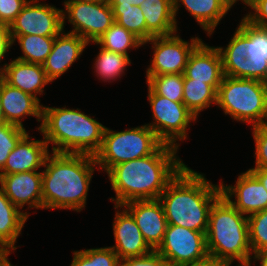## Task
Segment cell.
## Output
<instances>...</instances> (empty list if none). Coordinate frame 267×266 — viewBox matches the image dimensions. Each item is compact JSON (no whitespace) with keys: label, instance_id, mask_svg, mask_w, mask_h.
Masks as SVG:
<instances>
[{"label":"cell","instance_id":"1","mask_svg":"<svg viewBox=\"0 0 267 266\" xmlns=\"http://www.w3.org/2000/svg\"><path fill=\"white\" fill-rule=\"evenodd\" d=\"M178 148L163 144L154 154L113 166L106 175L115 192L114 205L134 200L158 199L167 184L186 165Z\"/></svg>","mask_w":267,"mask_h":266},{"label":"cell","instance_id":"2","mask_svg":"<svg viewBox=\"0 0 267 266\" xmlns=\"http://www.w3.org/2000/svg\"><path fill=\"white\" fill-rule=\"evenodd\" d=\"M43 168V209L84 210L94 171L99 172L94 156L51 152Z\"/></svg>","mask_w":267,"mask_h":266},{"label":"cell","instance_id":"3","mask_svg":"<svg viewBox=\"0 0 267 266\" xmlns=\"http://www.w3.org/2000/svg\"><path fill=\"white\" fill-rule=\"evenodd\" d=\"M221 195L220 182L213 184L204 173L185 165L158 199L167 224L206 233L210 209Z\"/></svg>","mask_w":267,"mask_h":266},{"label":"cell","instance_id":"4","mask_svg":"<svg viewBox=\"0 0 267 266\" xmlns=\"http://www.w3.org/2000/svg\"><path fill=\"white\" fill-rule=\"evenodd\" d=\"M106 126L80 108L43 105L39 133L51 152L94 156L101 148Z\"/></svg>","mask_w":267,"mask_h":266},{"label":"cell","instance_id":"5","mask_svg":"<svg viewBox=\"0 0 267 266\" xmlns=\"http://www.w3.org/2000/svg\"><path fill=\"white\" fill-rule=\"evenodd\" d=\"M206 245L210 259L232 266H250L248 216L240 213L222 195L209 212Z\"/></svg>","mask_w":267,"mask_h":266},{"label":"cell","instance_id":"6","mask_svg":"<svg viewBox=\"0 0 267 266\" xmlns=\"http://www.w3.org/2000/svg\"><path fill=\"white\" fill-rule=\"evenodd\" d=\"M216 107L235 122L251 127L267 124V83L224 76L217 90Z\"/></svg>","mask_w":267,"mask_h":266},{"label":"cell","instance_id":"7","mask_svg":"<svg viewBox=\"0 0 267 266\" xmlns=\"http://www.w3.org/2000/svg\"><path fill=\"white\" fill-rule=\"evenodd\" d=\"M164 143L146 124L122 131L105 128L100 150L94 155L99 171L154 154Z\"/></svg>","mask_w":267,"mask_h":266},{"label":"cell","instance_id":"8","mask_svg":"<svg viewBox=\"0 0 267 266\" xmlns=\"http://www.w3.org/2000/svg\"><path fill=\"white\" fill-rule=\"evenodd\" d=\"M147 97L152 111L153 121L145 123L164 143L179 149L181 142L189 139L188 129L198 122V118L183 102H174L157 95L147 85Z\"/></svg>","mask_w":267,"mask_h":266},{"label":"cell","instance_id":"9","mask_svg":"<svg viewBox=\"0 0 267 266\" xmlns=\"http://www.w3.org/2000/svg\"><path fill=\"white\" fill-rule=\"evenodd\" d=\"M62 3L63 30L68 22L72 25V29L67 32L81 36L89 46L115 22L108 0L95 3L79 1H62Z\"/></svg>","mask_w":267,"mask_h":266},{"label":"cell","instance_id":"10","mask_svg":"<svg viewBox=\"0 0 267 266\" xmlns=\"http://www.w3.org/2000/svg\"><path fill=\"white\" fill-rule=\"evenodd\" d=\"M169 36H154L143 43L151 44L152 58L145 75L184 74L188 58L194 48L202 41L198 35L190 41L181 38L180 32Z\"/></svg>","mask_w":267,"mask_h":266},{"label":"cell","instance_id":"11","mask_svg":"<svg viewBox=\"0 0 267 266\" xmlns=\"http://www.w3.org/2000/svg\"><path fill=\"white\" fill-rule=\"evenodd\" d=\"M168 266L197 264L209 259L206 233L168 224L156 249Z\"/></svg>","mask_w":267,"mask_h":266},{"label":"cell","instance_id":"12","mask_svg":"<svg viewBox=\"0 0 267 266\" xmlns=\"http://www.w3.org/2000/svg\"><path fill=\"white\" fill-rule=\"evenodd\" d=\"M29 0L9 26L11 35L57 36L63 30L62 9Z\"/></svg>","mask_w":267,"mask_h":266},{"label":"cell","instance_id":"13","mask_svg":"<svg viewBox=\"0 0 267 266\" xmlns=\"http://www.w3.org/2000/svg\"><path fill=\"white\" fill-rule=\"evenodd\" d=\"M219 181L222 196L243 215L267 209V191L249 169L237 176L234 185L225 184L223 179Z\"/></svg>","mask_w":267,"mask_h":266},{"label":"cell","instance_id":"14","mask_svg":"<svg viewBox=\"0 0 267 266\" xmlns=\"http://www.w3.org/2000/svg\"><path fill=\"white\" fill-rule=\"evenodd\" d=\"M0 187L11 203L28 217L30 209L43 210L42 170L0 175Z\"/></svg>","mask_w":267,"mask_h":266},{"label":"cell","instance_id":"15","mask_svg":"<svg viewBox=\"0 0 267 266\" xmlns=\"http://www.w3.org/2000/svg\"><path fill=\"white\" fill-rule=\"evenodd\" d=\"M115 214L112 231L115 245L110 246L119 260L147 255L153 249L145 241L135 219L120 205H113Z\"/></svg>","mask_w":267,"mask_h":266},{"label":"cell","instance_id":"16","mask_svg":"<svg viewBox=\"0 0 267 266\" xmlns=\"http://www.w3.org/2000/svg\"><path fill=\"white\" fill-rule=\"evenodd\" d=\"M88 45L81 36L62 30L55 37L51 52L42 64L47 78L54 82L69 72L70 67L80 59Z\"/></svg>","mask_w":267,"mask_h":266},{"label":"cell","instance_id":"17","mask_svg":"<svg viewBox=\"0 0 267 266\" xmlns=\"http://www.w3.org/2000/svg\"><path fill=\"white\" fill-rule=\"evenodd\" d=\"M0 98L6 123L25 128L24 119L34 117L40 123L36 127L39 132L42 124L43 104L36 97L11 86L0 77Z\"/></svg>","mask_w":267,"mask_h":266},{"label":"cell","instance_id":"18","mask_svg":"<svg viewBox=\"0 0 267 266\" xmlns=\"http://www.w3.org/2000/svg\"><path fill=\"white\" fill-rule=\"evenodd\" d=\"M122 206L135 219L148 245L156 250L163 241L168 225L159 199L134 200Z\"/></svg>","mask_w":267,"mask_h":266},{"label":"cell","instance_id":"19","mask_svg":"<svg viewBox=\"0 0 267 266\" xmlns=\"http://www.w3.org/2000/svg\"><path fill=\"white\" fill-rule=\"evenodd\" d=\"M184 78L205 82L218 90L224 78L222 58L218 48L202 40L188 58Z\"/></svg>","mask_w":267,"mask_h":266},{"label":"cell","instance_id":"20","mask_svg":"<svg viewBox=\"0 0 267 266\" xmlns=\"http://www.w3.org/2000/svg\"><path fill=\"white\" fill-rule=\"evenodd\" d=\"M28 132L9 154L6 164L0 171V175H10L29 171H38L43 168L47 155L51 152L47 142L35 139Z\"/></svg>","mask_w":267,"mask_h":266},{"label":"cell","instance_id":"21","mask_svg":"<svg viewBox=\"0 0 267 266\" xmlns=\"http://www.w3.org/2000/svg\"><path fill=\"white\" fill-rule=\"evenodd\" d=\"M1 77L11 86L36 97L40 102L39 96H43L46 85L52 83L42 64L28 63L16 58L5 64Z\"/></svg>","mask_w":267,"mask_h":266},{"label":"cell","instance_id":"22","mask_svg":"<svg viewBox=\"0 0 267 266\" xmlns=\"http://www.w3.org/2000/svg\"><path fill=\"white\" fill-rule=\"evenodd\" d=\"M245 46L248 58L243 64V78L267 83V29L245 19Z\"/></svg>","mask_w":267,"mask_h":266},{"label":"cell","instance_id":"23","mask_svg":"<svg viewBox=\"0 0 267 266\" xmlns=\"http://www.w3.org/2000/svg\"><path fill=\"white\" fill-rule=\"evenodd\" d=\"M182 5L208 37L213 35L221 20L233 9L227 0H173L176 23Z\"/></svg>","mask_w":267,"mask_h":266},{"label":"cell","instance_id":"24","mask_svg":"<svg viewBox=\"0 0 267 266\" xmlns=\"http://www.w3.org/2000/svg\"><path fill=\"white\" fill-rule=\"evenodd\" d=\"M140 7L146 22V41L180 30L174 16L173 0H144Z\"/></svg>","mask_w":267,"mask_h":266},{"label":"cell","instance_id":"25","mask_svg":"<svg viewBox=\"0 0 267 266\" xmlns=\"http://www.w3.org/2000/svg\"><path fill=\"white\" fill-rule=\"evenodd\" d=\"M28 219L25 213L11 203L0 187V246L15 252L20 247L16 246L17 239L22 235Z\"/></svg>","mask_w":267,"mask_h":266},{"label":"cell","instance_id":"26","mask_svg":"<svg viewBox=\"0 0 267 266\" xmlns=\"http://www.w3.org/2000/svg\"><path fill=\"white\" fill-rule=\"evenodd\" d=\"M226 47L216 46L222 58L224 76L243 78V64L248 53L245 46V18L242 17Z\"/></svg>","mask_w":267,"mask_h":266},{"label":"cell","instance_id":"27","mask_svg":"<svg viewBox=\"0 0 267 266\" xmlns=\"http://www.w3.org/2000/svg\"><path fill=\"white\" fill-rule=\"evenodd\" d=\"M99 47L98 55L93 60L94 75L100 82L113 83L121 79L127 71V67L132 64L129 56L108 51L100 47L96 42H93Z\"/></svg>","mask_w":267,"mask_h":266},{"label":"cell","instance_id":"28","mask_svg":"<svg viewBox=\"0 0 267 266\" xmlns=\"http://www.w3.org/2000/svg\"><path fill=\"white\" fill-rule=\"evenodd\" d=\"M182 102L198 118L202 111L216 105L217 90L205 82L184 78Z\"/></svg>","mask_w":267,"mask_h":266},{"label":"cell","instance_id":"29","mask_svg":"<svg viewBox=\"0 0 267 266\" xmlns=\"http://www.w3.org/2000/svg\"><path fill=\"white\" fill-rule=\"evenodd\" d=\"M56 36L11 35L13 45L16 42L22 55L16 59L35 64H43L50 54Z\"/></svg>","mask_w":267,"mask_h":266},{"label":"cell","instance_id":"30","mask_svg":"<svg viewBox=\"0 0 267 266\" xmlns=\"http://www.w3.org/2000/svg\"><path fill=\"white\" fill-rule=\"evenodd\" d=\"M96 43L105 50L121 53L129 57L130 51L143 47V43L135 35L116 22L113 23Z\"/></svg>","mask_w":267,"mask_h":266},{"label":"cell","instance_id":"31","mask_svg":"<svg viewBox=\"0 0 267 266\" xmlns=\"http://www.w3.org/2000/svg\"><path fill=\"white\" fill-rule=\"evenodd\" d=\"M114 20L135 35L142 43L146 42V22L140 6H110Z\"/></svg>","mask_w":267,"mask_h":266},{"label":"cell","instance_id":"32","mask_svg":"<svg viewBox=\"0 0 267 266\" xmlns=\"http://www.w3.org/2000/svg\"><path fill=\"white\" fill-rule=\"evenodd\" d=\"M145 78V83L157 95L182 102L184 74L146 75Z\"/></svg>","mask_w":267,"mask_h":266},{"label":"cell","instance_id":"33","mask_svg":"<svg viewBox=\"0 0 267 266\" xmlns=\"http://www.w3.org/2000/svg\"><path fill=\"white\" fill-rule=\"evenodd\" d=\"M70 266H118L119 258L110 246L72 251Z\"/></svg>","mask_w":267,"mask_h":266},{"label":"cell","instance_id":"34","mask_svg":"<svg viewBox=\"0 0 267 266\" xmlns=\"http://www.w3.org/2000/svg\"><path fill=\"white\" fill-rule=\"evenodd\" d=\"M248 232L252 254L267 251V209L248 216Z\"/></svg>","mask_w":267,"mask_h":266},{"label":"cell","instance_id":"35","mask_svg":"<svg viewBox=\"0 0 267 266\" xmlns=\"http://www.w3.org/2000/svg\"><path fill=\"white\" fill-rule=\"evenodd\" d=\"M28 132L26 128L11 123L0 124V171L11 151Z\"/></svg>","mask_w":267,"mask_h":266},{"label":"cell","instance_id":"36","mask_svg":"<svg viewBox=\"0 0 267 266\" xmlns=\"http://www.w3.org/2000/svg\"><path fill=\"white\" fill-rule=\"evenodd\" d=\"M255 144V165L249 169L267 168V124L251 127Z\"/></svg>","mask_w":267,"mask_h":266},{"label":"cell","instance_id":"37","mask_svg":"<svg viewBox=\"0 0 267 266\" xmlns=\"http://www.w3.org/2000/svg\"><path fill=\"white\" fill-rule=\"evenodd\" d=\"M246 8L250 10L243 17L252 25L267 29V0H252Z\"/></svg>","mask_w":267,"mask_h":266},{"label":"cell","instance_id":"38","mask_svg":"<svg viewBox=\"0 0 267 266\" xmlns=\"http://www.w3.org/2000/svg\"><path fill=\"white\" fill-rule=\"evenodd\" d=\"M29 0H0V22L11 25Z\"/></svg>","mask_w":267,"mask_h":266},{"label":"cell","instance_id":"39","mask_svg":"<svg viewBox=\"0 0 267 266\" xmlns=\"http://www.w3.org/2000/svg\"><path fill=\"white\" fill-rule=\"evenodd\" d=\"M118 266H168L167 262L161 257V255L153 250L151 253L140 256L130 257L119 260Z\"/></svg>","mask_w":267,"mask_h":266},{"label":"cell","instance_id":"40","mask_svg":"<svg viewBox=\"0 0 267 266\" xmlns=\"http://www.w3.org/2000/svg\"><path fill=\"white\" fill-rule=\"evenodd\" d=\"M13 47L9 25L0 22V68L3 70L7 61L5 57L10 53ZM4 60V61H3Z\"/></svg>","mask_w":267,"mask_h":266},{"label":"cell","instance_id":"41","mask_svg":"<svg viewBox=\"0 0 267 266\" xmlns=\"http://www.w3.org/2000/svg\"><path fill=\"white\" fill-rule=\"evenodd\" d=\"M14 253L12 250L0 246V266H12L9 255Z\"/></svg>","mask_w":267,"mask_h":266},{"label":"cell","instance_id":"42","mask_svg":"<svg viewBox=\"0 0 267 266\" xmlns=\"http://www.w3.org/2000/svg\"><path fill=\"white\" fill-rule=\"evenodd\" d=\"M144 0H108L110 6H141Z\"/></svg>","mask_w":267,"mask_h":266},{"label":"cell","instance_id":"43","mask_svg":"<svg viewBox=\"0 0 267 266\" xmlns=\"http://www.w3.org/2000/svg\"><path fill=\"white\" fill-rule=\"evenodd\" d=\"M265 187L267 191V168L263 169H249Z\"/></svg>","mask_w":267,"mask_h":266},{"label":"cell","instance_id":"44","mask_svg":"<svg viewBox=\"0 0 267 266\" xmlns=\"http://www.w3.org/2000/svg\"><path fill=\"white\" fill-rule=\"evenodd\" d=\"M256 262H260L259 266H267V251L261 252L257 255H253L250 266H252V263L256 266Z\"/></svg>","mask_w":267,"mask_h":266},{"label":"cell","instance_id":"45","mask_svg":"<svg viewBox=\"0 0 267 266\" xmlns=\"http://www.w3.org/2000/svg\"><path fill=\"white\" fill-rule=\"evenodd\" d=\"M183 266H230V265L209 258L208 260H206L204 262H201V263L190 264V265H183Z\"/></svg>","mask_w":267,"mask_h":266},{"label":"cell","instance_id":"46","mask_svg":"<svg viewBox=\"0 0 267 266\" xmlns=\"http://www.w3.org/2000/svg\"><path fill=\"white\" fill-rule=\"evenodd\" d=\"M231 5L232 7L235 6L239 1L245 5V8L246 9V6L252 1V0H227Z\"/></svg>","mask_w":267,"mask_h":266},{"label":"cell","instance_id":"47","mask_svg":"<svg viewBox=\"0 0 267 266\" xmlns=\"http://www.w3.org/2000/svg\"><path fill=\"white\" fill-rule=\"evenodd\" d=\"M6 123L5 117L2 111V106H1V98H0V124Z\"/></svg>","mask_w":267,"mask_h":266},{"label":"cell","instance_id":"48","mask_svg":"<svg viewBox=\"0 0 267 266\" xmlns=\"http://www.w3.org/2000/svg\"><path fill=\"white\" fill-rule=\"evenodd\" d=\"M64 1H79V2L95 3V2L105 1V0H64Z\"/></svg>","mask_w":267,"mask_h":266},{"label":"cell","instance_id":"49","mask_svg":"<svg viewBox=\"0 0 267 266\" xmlns=\"http://www.w3.org/2000/svg\"><path fill=\"white\" fill-rule=\"evenodd\" d=\"M2 76V69L0 68V77Z\"/></svg>","mask_w":267,"mask_h":266}]
</instances>
